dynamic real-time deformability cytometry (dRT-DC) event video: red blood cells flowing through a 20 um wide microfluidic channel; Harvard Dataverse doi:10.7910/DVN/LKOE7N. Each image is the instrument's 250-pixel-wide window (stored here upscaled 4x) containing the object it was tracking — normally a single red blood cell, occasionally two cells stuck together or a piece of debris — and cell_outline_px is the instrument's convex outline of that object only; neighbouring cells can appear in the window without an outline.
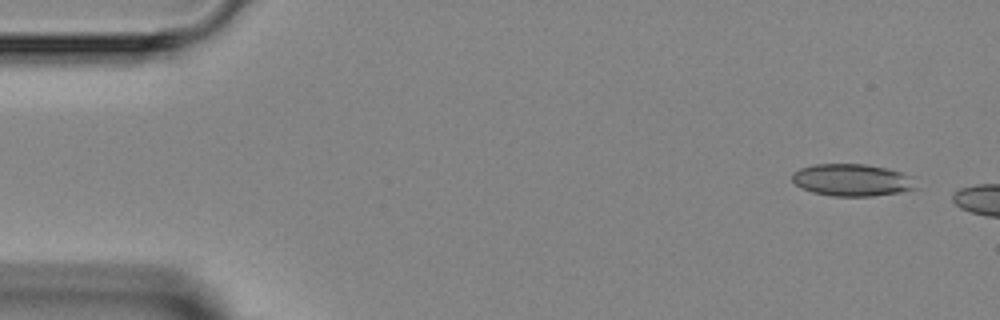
{"species": "Egyptian fruit bat (a non-hibernating species)", "species_latin": "Rousettus aegyptiacus", "temperature_condition": "room temperature", "stored_images_in_passage": 3, "camera_frame_rate_fps": 3000, "um_per_image_px": 0.085, "animal": {"sex": "female"}, "frame": {"image": 1, "passage_image": 1, "time_ms": 0.0, "image_size_px": [1000, 320], "cell_outline_px": [[920, 188], [900, 192], [872, 196], [832, 196], [812, 192], [796, 184], [792, 180], [792, 172], [800, 168], [816, 164], [864, 164], [888, 168], [900, 172], [908, 176]], "centroid_in_image_um": [72.42, 15.3], "position_along_channel_um": 12.6, "area_um2": 23.12}}